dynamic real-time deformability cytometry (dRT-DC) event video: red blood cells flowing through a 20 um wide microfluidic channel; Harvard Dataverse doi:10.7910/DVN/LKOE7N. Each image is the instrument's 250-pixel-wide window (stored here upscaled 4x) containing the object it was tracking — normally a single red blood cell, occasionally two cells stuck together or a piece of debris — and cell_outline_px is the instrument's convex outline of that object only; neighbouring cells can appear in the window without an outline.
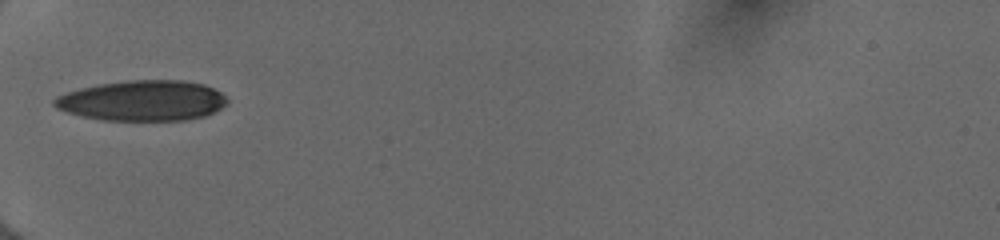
{"species": "human", "species_latin": "Homo sapiens", "temperature_condition": "cold", "stored_images_in_passage": 33, "camera_frame_rate_fps": 3000, "um_per_image_px": 0.085, "donor": {"sex": "female"}, "frame": {"image": 1, "passage_image": 1, "time_ms": 0.0, "image_size_px": [1000, 240], "cell_outline_px": [[228, 104], [204, 116], [184, 120], [100, 120], [68, 112], [56, 108], [52, 104], [52, 100], [56, 96], [64, 92], [80, 88], [100, 84], [124, 80], [184, 80], [204, 84], [220, 92], [228, 100]], "centroid_in_image_um": [12.09, 8.54], "position_along_channel_um": 72.9, "area_um2": 40.81}}
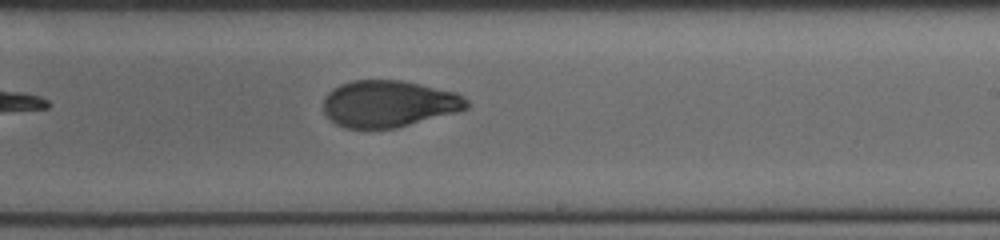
{"frame": {"image": 2, "passage_image": 15, "time_ms": 4.667, "image_size_px": [1000, 240], "cell_outline_px": [[468, 108], [456, 112], [396, 128], [344, 128], [336, 124], [324, 112], [324, 96], [332, 88], [340, 84], [352, 80], [400, 80], [420, 84], [456, 92], [464, 96], [468, 100]], "centroid_in_image_um": [33.04, 8.81], "position_along_channel_um": 256.0, "area_um2": 39.02}}
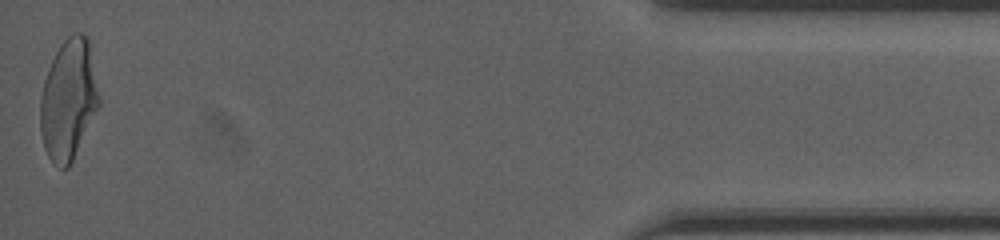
{"frame": {"image": 3, "passage_image": 33, "time_ms": 10.667, "image_size_px": [1000, 240], "cell_outline_px": [[100, 104], [68, 168], [60, 168], [48, 156], [44, 148], [40, 132], [40, 96], [44, 80], [48, 68], [60, 44], [68, 36], [76, 32], [84, 32], [88, 36], [100, 100]], "centroid_in_image_um": [5.81, 8.43], "position_along_channel_um": 429.4, "area_um2": 41.1}, "authors_computed_cell_mechanics": {"area_um2": 40.4022, "velocity_mm_per_s": 4.003, "shape_relaxation_time_tau1_ms": 5.5347, "shape_relaxation_time_tau2_ms": 1.3755, "deformation_change_tau1": 0.1925, "deformation_change_tau2": 0.0658}}